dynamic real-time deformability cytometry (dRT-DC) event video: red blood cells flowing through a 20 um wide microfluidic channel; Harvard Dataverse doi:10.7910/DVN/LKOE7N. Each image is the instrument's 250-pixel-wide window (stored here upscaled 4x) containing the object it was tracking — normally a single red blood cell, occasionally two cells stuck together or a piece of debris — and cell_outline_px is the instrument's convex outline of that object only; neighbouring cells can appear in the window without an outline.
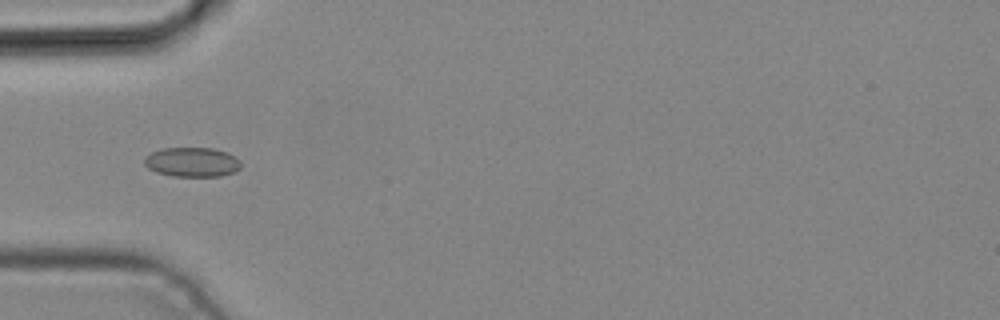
{"species": "common noctule bat (a hibernating species)", "species_latin": "Nyctalus noctula", "temperature_condition": "cold", "stored_images_in_passage": 4, "camera_frame_rate_fps": 3000, "um_per_image_px": 0.085, "animal": {"sex": "male", "body_mass_g": 19.2, "forearm_length_mm": 51.8}, "frame": {"image": 1, "passage_image": 3, "time_ms": 0.667, "image_size_px": [1000, 320], "cell_outline_px": [[240, 168], [236, 172], [220, 176], [172, 176], [156, 172], [148, 168], [144, 164], [144, 156], [160, 148], [212, 148], [228, 152], [236, 156], [240, 160]], "centroid_in_image_um": [16.33, 13.77], "position_along_channel_um": 68.7, "area_um2": 16.82}}
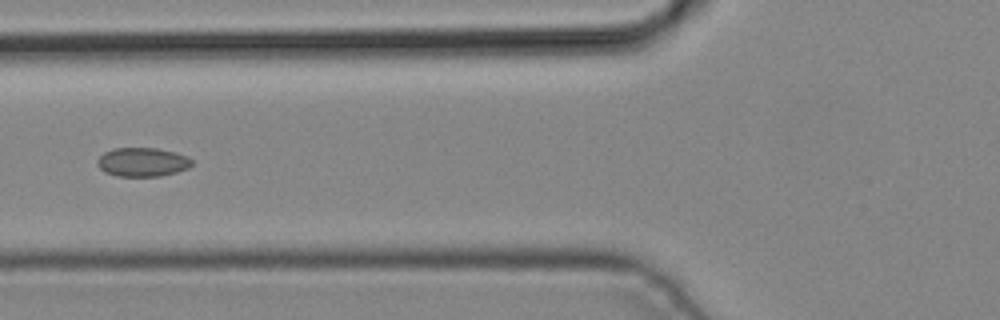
{"frame": {"image": 2, "passage_image": 4, "time_ms": 1.0, "image_size_px": [1000, 320], "cell_outline_px": [[192, 164], [188, 168], [176, 172], [160, 176], [116, 176], [104, 172], [96, 164], [96, 160], [104, 152], [112, 148], [156, 148], [188, 156], [192, 160]], "centroid_in_image_um": [12.07, 13.78], "position_along_channel_um": 113.7, "area_um2": 15.95}}